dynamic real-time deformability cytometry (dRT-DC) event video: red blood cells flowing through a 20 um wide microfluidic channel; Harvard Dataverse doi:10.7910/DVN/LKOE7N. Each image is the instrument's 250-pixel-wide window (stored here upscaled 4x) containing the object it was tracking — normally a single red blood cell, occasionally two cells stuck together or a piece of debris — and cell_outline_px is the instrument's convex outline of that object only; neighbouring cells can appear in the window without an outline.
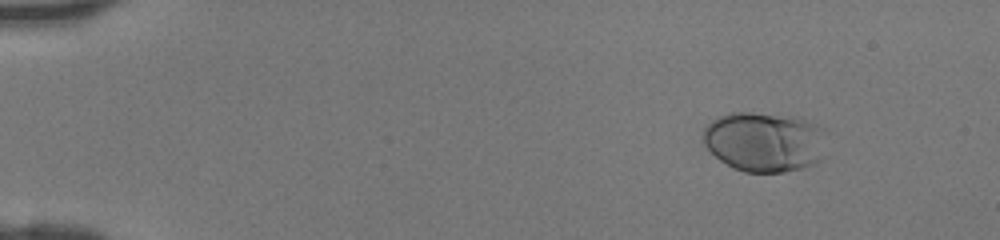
{"species": "human", "species_latin": "Homo sapiens", "temperature_condition": "room temperature", "stored_images_in_passage": 42, "camera_frame_rate_fps": 3000, "um_per_image_px": 0.085, "donor": {"sex": "female"}, "frame": {"image": 1, "passage_image": 1, "time_ms": 0.0, "image_size_px": [1000, 240], "cell_outline_px": [[820, 128], [816, 160], [812, 164], [804, 168], [784, 172], [744, 172], [732, 168], [720, 160], [704, 144], [704, 128], [712, 120], [728, 112], [752, 112], [800, 116], [812, 120]], "centroid_in_image_um": [64.86, 12.02], "position_along_channel_um": 20.1, "area_um2": 42.31}}
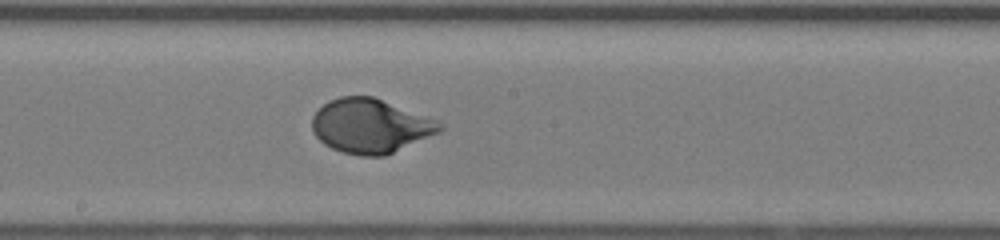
{"frame": {"image": 2, "passage_image": 22, "time_ms": 7.0, "image_size_px": [1000, 240], "cell_outline_px": [[444, 128], [440, 132], [384, 156], [360, 156], [344, 152], [332, 148], [324, 144], [316, 136], [312, 128], [312, 116], [328, 100], [340, 96], [372, 96], [436, 120]], "centroid_in_image_um": [31.46, 10.7], "position_along_channel_um": 216.7, "area_um2": 39.94}}
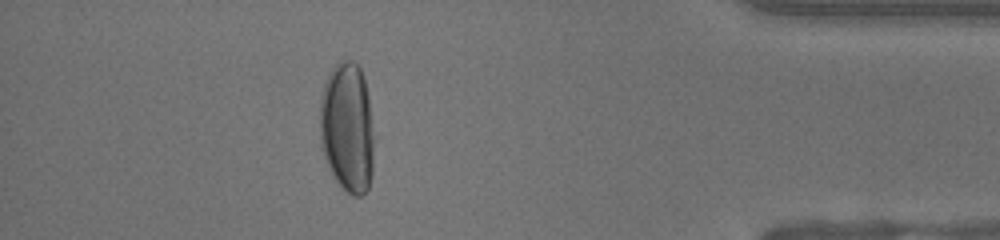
{"frame": {"image": 3, "passage_image": 37, "time_ms": 12.0, "image_size_px": [1000, 240], "cell_outline_px": [[372, 176], [368, 188], [360, 196], [352, 196], [332, 176], [324, 156], [320, 144], [320, 100], [324, 84], [328, 72], [340, 60], [352, 60], [360, 68], [364, 80], [368, 96], [372, 136]], "centroid_in_image_um": [29.48, 10.84], "position_along_channel_um": 405.7, "area_um2": 40.92}}